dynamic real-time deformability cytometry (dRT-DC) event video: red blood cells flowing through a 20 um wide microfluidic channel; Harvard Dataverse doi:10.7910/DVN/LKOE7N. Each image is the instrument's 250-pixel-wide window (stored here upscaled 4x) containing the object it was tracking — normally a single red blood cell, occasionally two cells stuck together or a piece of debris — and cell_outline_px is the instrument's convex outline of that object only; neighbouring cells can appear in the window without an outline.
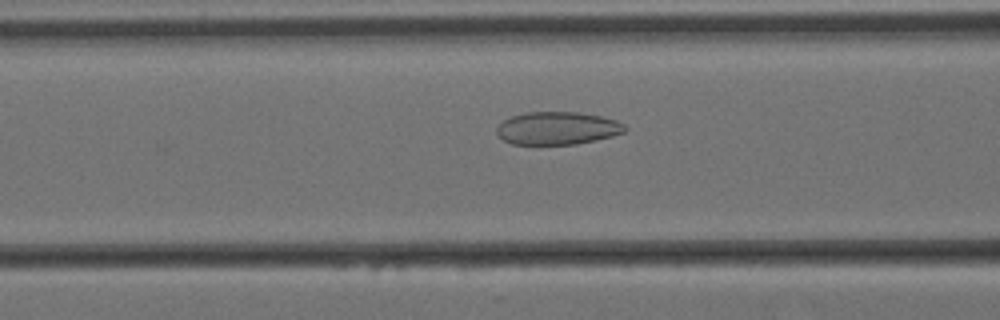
{"species": "Egyptian fruit bat (a non-hibernating species)", "species_latin": "Rousettus aegyptiacus", "temperature_condition": "cold", "stored_images_in_passage": 46, "camera_frame_rate_fps": 3000, "um_per_image_px": 0.085, "animal": {"sex": "female"}, "frame": {"image": 1, "passage_image": 10, "time_ms": 3.0, "image_size_px": [1000, 320], "cell_outline_px": [[628, 128], [624, 132], [612, 136], [596, 140], [576, 144], [512, 144], [504, 140], [496, 132], [496, 128], [504, 120], [512, 116], [528, 112], [580, 112], [600, 116], [616, 120], [624, 124]], "centroid_in_image_um": [47.4, 10.9], "position_along_channel_um": 119.2, "area_um2": 24.45}}
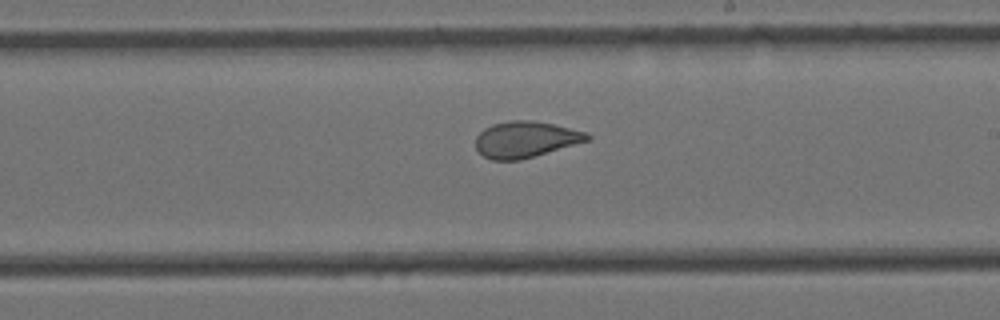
{"frame": {"image": 2, "passage_image": 21, "time_ms": 6.667, "image_size_px": [1000, 320], "cell_outline_px": [[592, 140], [520, 160], [492, 160], [484, 156], [476, 148], [476, 136], [484, 128], [492, 124], [508, 120], [532, 120], [552, 124], [588, 132], [592, 136]], "centroid_in_image_um": [44.71, 11.84], "position_along_channel_um": 244.3, "area_um2": 23.7}}
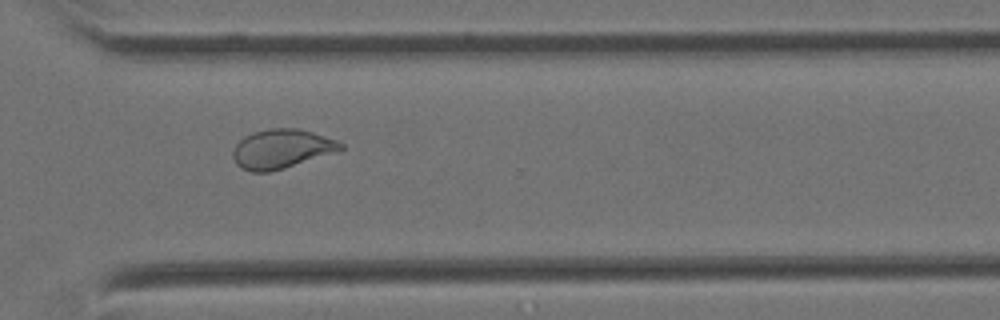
{"frame": {"image": 3, "passage_image": 30, "time_ms": 9.667, "image_size_px": [1000, 320], "cell_outline_px": [[344, 148], [340, 152], [284, 168], [268, 172], [252, 172], [240, 168], [236, 164], [232, 156], [232, 152], [236, 144], [244, 136], [252, 132], [268, 128], [296, 128], [312, 132], [336, 140], [344, 144]], "centroid_in_image_um": [23.94, 12.66], "position_along_channel_um": 346.7, "area_um2": 24.91}, "authors_computed_cell_mechanics": {"area_um2": 24.8251, "velocity_mm_per_s": 3.4179, "shape_relaxation_time_tau1_ms": null, "shape_relaxation_time_tau2_ms": 1.438, "deformation_change_tau1": null, "deformation_change_tau2": 0.0858}}